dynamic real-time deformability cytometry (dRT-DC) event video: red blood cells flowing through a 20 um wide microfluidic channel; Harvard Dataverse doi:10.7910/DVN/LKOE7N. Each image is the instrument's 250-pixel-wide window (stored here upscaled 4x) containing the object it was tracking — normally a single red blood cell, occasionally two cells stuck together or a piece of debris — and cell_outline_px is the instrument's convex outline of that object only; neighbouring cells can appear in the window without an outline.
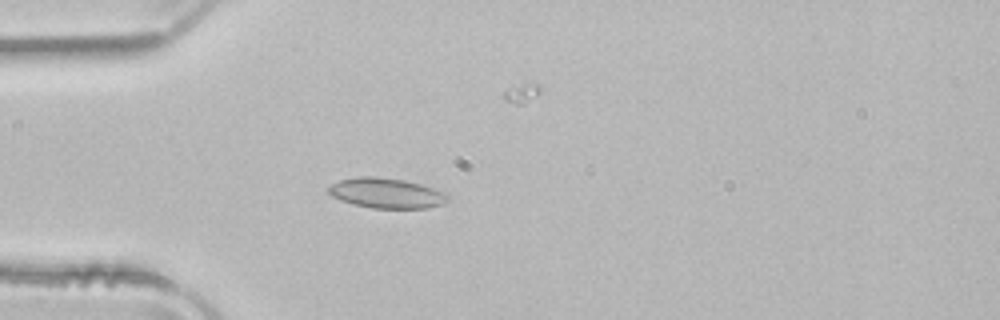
{"species": "common noctule bat (a hibernating species)", "species_latin": "Nyctalus noctula", "temperature_condition": "room temperature", "stored_images_in_passage": 52, "camera_frame_rate_fps": 3000, "um_per_image_px": 0.085, "animal": {"sex": "male", "body_mass_g": 21.5, "forearm_length_mm": 52.0}, "frame": {"image": 1, "passage_image": 14, "time_ms": 4.333, "image_size_px": [1000, 320], "cell_outline_px": [[448, 200], [440, 204], [424, 208], [372, 208], [352, 204], [340, 200], [332, 196], [328, 192], [328, 188], [332, 184], [340, 180], [356, 176], [376, 176], [404, 180], [420, 184], [444, 192], [448, 196]], "centroid_in_image_um": [32.79, 16.41], "position_along_channel_um": 52.2, "area_um2": 20.81}}
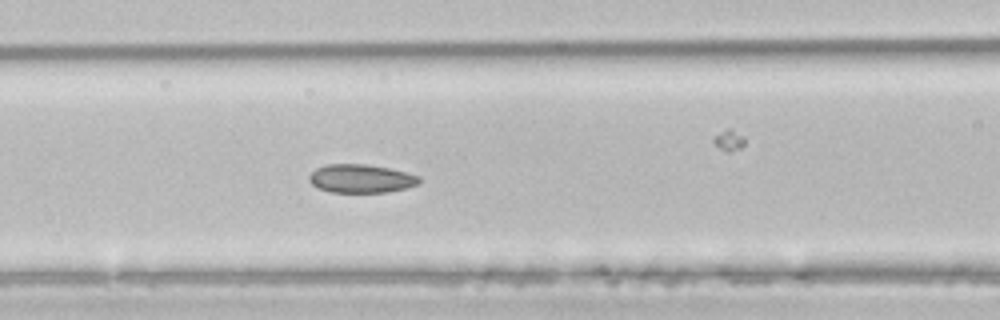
{"frame": {"image": 2, "passage_image": 21, "time_ms": 6.667, "image_size_px": [1000, 320], "cell_outline_px": [[420, 184], [388, 192], [328, 192], [316, 188], [308, 180], [308, 176], [316, 168], [328, 164], [364, 164], [388, 168], [420, 176]], "centroid_in_image_um": [30.65, 15.18], "position_along_channel_um": 136.0, "area_um2": 18.26}}
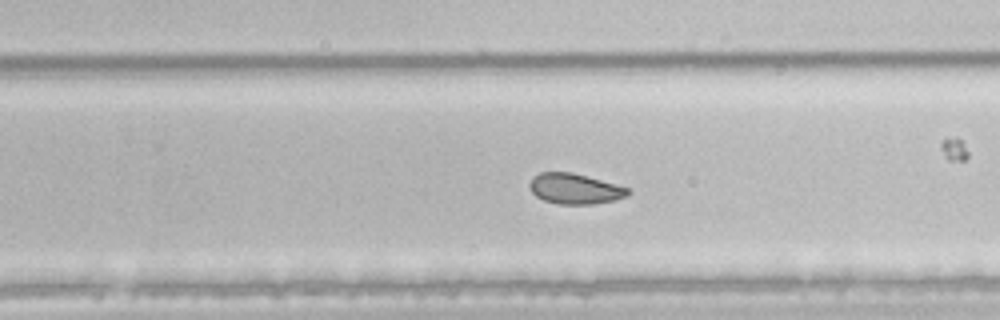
{"frame": {"image": 3, "passage_image": 32, "time_ms": 10.333, "image_size_px": [1000, 320], "cell_outline_px": [[632, 192], [628, 196], [616, 200], [592, 204], [556, 204], [544, 200], [536, 196], [528, 188], [528, 184], [532, 176], [540, 172], [572, 172], [628, 188]], "centroid_in_image_um": [48.83, 16.05], "position_along_channel_um": 281.0, "area_um2": 17.57}, "authors_computed_cell_mechanics": {"area_um2": 19.941, "velocity_mm_per_s": 3.9661, "shape_relaxation_time_tau1_ms": null, "shape_relaxation_time_tau2_ms": 1.6534, "deformation_change_tau1": null, "deformation_change_tau2": 0.0493}}